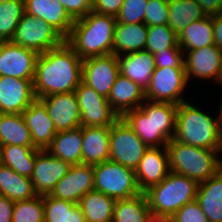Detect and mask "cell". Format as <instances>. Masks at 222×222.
<instances>
[{
	"instance_id": "6da1fadb",
	"label": "cell",
	"mask_w": 222,
	"mask_h": 222,
	"mask_svg": "<svg viewBox=\"0 0 222 222\" xmlns=\"http://www.w3.org/2000/svg\"><path fill=\"white\" fill-rule=\"evenodd\" d=\"M82 61L66 41L41 53L33 80L36 98L75 91L82 82Z\"/></svg>"
},
{
	"instance_id": "7a4b0ae2",
	"label": "cell",
	"mask_w": 222,
	"mask_h": 222,
	"mask_svg": "<svg viewBox=\"0 0 222 222\" xmlns=\"http://www.w3.org/2000/svg\"><path fill=\"white\" fill-rule=\"evenodd\" d=\"M177 108L172 103L145 100L122 118L149 148L166 147L175 136Z\"/></svg>"
},
{
	"instance_id": "3957f363",
	"label": "cell",
	"mask_w": 222,
	"mask_h": 222,
	"mask_svg": "<svg viewBox=\"0 0 222 222\" xmlns=\"http://www.w3.org/2000/svg\"><path fill=\"white\" fill-rule=\"evenodd\" d=\"M116 17L89 12L75 20L65 41L82 59L113 54Z\"/></svg>"
},
{
	"instance_id": "277c9868",
	"label": "cell",
	"mask_w": 222,
	"mask_h": 222,
	"mask_svg": "<svg viewBox=\"0 0 222 222\" xmlns=\"http://www.w3.org/2000/svg\"><path fill=\"white\" fill-rule=\"evenodd\" d=\"M192 102H182L176 113V132L178 142L210 150L220 151L222 123L220 118L203 112Z\"/></svg>"
},
{
	"instance_id": "5b68a950",
	"label": "cell",
	"mask_w": 222,
	"mask_h": 222,
	"mask_svg": "<svg viewBox=\"0 0 222 222\" xmlns=\"http://www.w3.org/2000/svg\"><path fill=\"white\" fill-rule=\"evenodd\" d=\"M170 171L185 175L198 184L222 169L220 151L199 148L171 139L166 145ZM219 153V154H218Z\"/></svg>"
},
{
	"instance_id": "8992f818",
	"label": "cell",
	"mask_w": 222,
	"mask_h": 222,
	"mask_svg": "<svg viewBox=\"0 0 222 222\" xmlns=\"http://www.w3.org/2000/svg\"><path fill=\"white\" fill-rule=\"evenodd\" d=\"M198 183L170 171L165 179L151 186L146 194L150 212L172 217L185 204L196 200Z\"/></svg>"
},
{
	"instance_id": "52a82bcc",
	"label": "cell",
	"mask_w": 222,
	"mask_h": 222,
	"mask_svg": "<svg viewBox=\"0 0 222 222\" xmlns=\"http://www.w3.org/2000/svg\"><path fill=\"white\" fill-rule=\"evenodd\" d=\"M94 190L115 200L126 199L141 194L134 169L112 160L93 165Z\"/></svg>"
},
{
	"instance_id": "ba28073f",
	"label": "cell",
	"mask_w": 222,
	"mask_h": 222,
	"mask_svg": "<svg viewBox=\"0 0 222 222\" xmlns=\"http://www.w3.org/2000/svg\"><path fill=\"white\" fill-rule=\"evenodd\" d=\"M11 41L41 54L61 45L65 38L50 24L24 12Z\"/></svg>"
},
{
	"instance_id": "9c48e42d",
	"label": "cell",
	"mask_w": 222,
	"mask_h": 222,
	"mask_svg": "<svg viewBox=\"0 0 222 222\" xmlns=\"http://www.w3.org/2000/svg\"><path fill=\"white\" fill-rule=\"evenodd\" d=\"M148 148L122 117L111 126L109 160L135 170Z\"/></svg>"
},
{
	"instance_id": "30bf717a",
	"label": "cell",
	"mask_w": 222,
	"mask_h": 222,
	"mask_svg": "<svg viewBox=\"0 0 222 222\" xmlns=\"http://www.w3.org/2000/svg\"><path fill=\"white\" fill-rule=\"evenodd\" d=\"M188 84L185 68H157L145 91L146 100L179 105L187 101L182 94Z\"/></svg>"
},
{
	"instance_id": "8fae6325",
	"label": "cell",
	"mask_w": 222,
	"mask_h": 222,
	"mask_svg": "<svg viewBox=\"0 0 222 222\" xmlns=\"http://www.w3.org/2000/svg\"><path fill=\"white\" fill-rule=\"evenodd\" d=\"M82 127H111L120 117L109 101L92 87L81 82L75 89Z\"/></svg>"
},
{
	"instance_id": "7c38bea8",
	"label": "cell",
	"mask_w": 222,
	"mask_h": 222,
	"mask_svg": "<svg viewBox=\"0 0 222 222\" xmlns=\"http://www.w3.org/2000/svg\"><path fill=\"white\" fill-rule=\"evenodd\" d=\"M119 74L118 56L115 54L90 57L82 61V82L106 98Z\"/></svg>"
},
{
	"instance_id": "4fadbf2b",
	"label": "cell",
	"mask_w": 222,
	"mask_h": 222,
	"mask_svg": "<svg viewBox=\"0 0 222 222\" xmlns=\"http://www.w3.org/2000/svg\"><path fill=\"white\" fill-rule=\"evenodd\" d=\"M39 55L35 50L6 41L0 48V76L34 80Z\"/></svg>"
},
{
	"instance_id": "5bb4252c",
	"label": "cell",
	"mask_w": 222,
	"mask_h": 222,
	"mask_svg": "<svg viewBox=\"0 0 222 222\" xmlns=\"http://www.w3.org/2000/svg\"><path fill=\"white\" fill-rule=\"evenodd\" d=\"M39 99L44 103L57 132L81 127V114L75 91L51 94Z\"/></svg>"
},
{
	"instance_id": "9a60e30c",
	"label": "cell",
	"mask_w": 222,
	"mask_h": 222,
	"mask_svg": "<svg viewBox=\"0 0 222 222\" xmlns=\"http://www.w3.org/2000/svg\"><path fill=\"white\" fill-rule=\"evenodd\" d=\"M91 190H94L93 165L77 164L70 167L50 195L78 204L80 199Z\"/></svg>"
},
{
	"instance_id": "2e32d148",
	"label": "cell",
	"mask_w": 222,
	"mask_h": 222,
	"mask_svg": "<svg viewBox=\"0 0 222 222\" xmlns=\"http://www.w3.org/2000/svg\"><path fill=\"white\" fill-rule=\"evenodd\" d=\"M187 53V54H186ZM184 68L188 83L195 80L217 79L222 62V49L215 44L184 52Z\"/></svg>"
},
{
	"instance_id": "e0dca14e",
	"label": "cell",
	"mask_w": 222,
	"mask_h": 222,
	"mask_svg": "<svg viewBox=\"0 0 222 222\" xmlns=\"http://www.w3.org/2000/svg\"><path fill=\"white\" fill-rule=\"evenodd\" d=\"M71 166L68 162L51 155L46 149L40 150L36 154L34 170L30 177L35 192L38 195L50 194Z\"/></svg>"
},
{
	"instance_id": "ac0fdd59",
	"label": "cell",
	"mask_w": 222,
	"mask_h": 222,
	"mask_svg": "<svg viewBox=\"0 0 222 222\" xmlns=\"http://www.w3.org/2000/svg\"><path fill=\"white\" fill-rule=\"evenodd\" d=\"M35 98L33 80L0 76V113L22 114Z\"/></svg>"
},
{
	"instance_id": "d6986e66",
	"label": "cell",
	"mask_w": 222,
	"mask_h": 222,
	"mask_svg": "<svg viewBox=\"0 0 222 222\" xmlns=\"http://www.w3.org/2000/svg\"><path fill=\"white\" fill-rule=\"evenodd\" d=\"M134 171L143 193L151 186L161 183L170 173L166 147L148 148Z\"/></svg>"
},
{
	"instance_id": "ffe728a7",
	"label": "cell",
	"mask_w": 222,
	"mask_h": 222,
	"mask_svg": "<svg viewBox=\"0 0 222 222\" xmlns=\"http://www.w3.org/2000/svg\"><path fill=\"white\" fill-rule=\"evenodd\" d=\"M22 115L30 130L33 145L45 150L58 132L44 103L39 98H35Z\"/></svg>"
},
{
	"instance_id": "44dd1931",
	"label": "cell",
	"mask_w": 222,
	"mask_h": 222,
	"mask_svg": "<svg viewBox=\"0 0 222 222\" xmlns=\"http://www.w3.org/2000/svg\"><path fill=\"white\" fill-rule=\"evenodd\" d=\"M25 13L50 24L65 39L70 35L75 20L57 0H24Z\"/></svg>"
},
{
	"instance_id": "7402d4cb",
	"label": "cell",
	"mask_w": 222,
	"mask_h": 222,
	"mask_svg": "<svg viewBox=\"0 0 222 222\" xmlns=\"http://www.w3.org/2000/svg\"><path fill=\"white\" fill-rule=\"evenodd\" d=\"M120 74L137 83L143 90L150 85L155 71L154 54L149 51H137L118 56Z\"/></svg>"
},
{
	"instance_id": "603a6c76",
	"label": "cell",
	"mask_w": 222,
	"mask_h": 222,
	"mask_svg": "<svg viewBox=\"0 0 222 222\" xmlns=\"http://www.w3.org/2000/svg\"><path fill=\"white\" fill-rule=\"evenodd\" d=\"M107 99L112 109L122 117L127 111L139 108L146 97L145 90L137 83L119 74Z\"/></svg>"
},
{
	"instance_id": "cb8c5ba5",
	"label": "cell",
	"mask_w": 222,
	"mask_h": 222,
	"mask_svg": "<svg viewBox=\"0 0 222 222\" xmlns=\"http://www.w3.org/2000/svg\"><path fill=\"white\" fill-rule=\"evenodd\" d=\"M111 127H82V164L96 165L109 160Z\"/></svg>"
},
{
	"instance_id": "d4e9b609",
	"label": "cell",
	"mask_w": 222,
	"mask_h": 222,
	"mask_svg": "<svg viewBox=\"0 0 222 222\" xmlns=\"http://www.w3.org/2000/svg\"><path fill=\"white\" fill-rule=\"evenodd\" d=\"M147 36L148 26L145 23L128 24L116 22L114 28L113 54L121 56L145 50Z\"/></svg>"
},
{
	"instance_id": "484cf974",
	"label": "cell",
	"mask_w": 222,
	"mask_h": 222,
	"mask_svg": "<svg viewBox=\"0 0 222 222\" xmlns=\"http://www.w3.org/2000/svg\"><path fill=\"white\" fill-rule=\"evenodd\" d=\"M196 200L209 222H222V169L198 184Z\"/></svg>"
},
{
	"instance_id": "4316f807",
	"label": "cell",
	"mask_w": 222,
	"mask_h": 222,
	"mask_svg": "<svg viewBox=\"0 0 222 222\" xmlns=\"http://www.w3.org/2000/svg\"><path fill=\"white\" fill-rule=\"evenodd\" d=\"M46 150L70 165L82 164V126L59 131Z\"/></svg>"
},
{
	"instance_id": "83f0119b",
	"label": "cell",
	"mask_w": 222,
	"mask_h": 222,
	"mask_svg": "<svg viewBox=\"0 0 222 222\" xmlns=\"http://www.w3.org/2000/svg\"><path fill=\"white\" fill-rule=\"evenodd\" d=\"M116 201L97 190H91L78 202L86 222H112Z\"/></svg>"
},
{
	"instance_id": "f1b7e54d",
	"label": "cell",
	"mask_w": 222,
	"mask_h": 222,
	"mask_svg": "<svg viewBox=\"0 0 222 222\" xmlns=\"http://www.w3.org/2000/svg\"><path fill=\"white\" fill-rule=\"evenodd\" d=\"M0 195L17 202L31 199L38 194L29 177L19 175L11 168L0 164Z\"/></svg>"
},
{
	"instance_id": "f546056e",
	"label": "cell",
	"mask_w": 222,
	"mask_h": 222,
	"mask_svg": "<svg viewBox=\"0 0 222 222\" xmlns=\"http://www.w3.org/2000/svg\"><path fill=\"white\" fill-rule=\"evenodd\" d=\"M41 149L19 145L0 146V164L5 165L22 176L31 177L36 154Z\"/></svg>"
},
{
	"instance_id": "4dcf8cb0",
	"label": "cell",
	"mask_w": 222,
	"mask_h": 222,
	"mask_svg": "<svg viewBox=\"0 0 222 222\" xmlns=\"http://www.w3.org/2000/svg\"><path fill=\"white\" fill-rule=\"evenodd\" d=\"M35 147L22 114L0 113V146Z\"/></svg>"
},
{
	"instance_id": "1f68e13d",
	"label": "cell",
	"mask_w": 222,
	"mask_h": 222,
	"mask_svg": "<svg viewBox=\"0 0 222 222\" xmlns=\"http://www.w3.org/2000/svg\"><path fill=\"white\" fill-rule=\"evenodd\" d=\"M178 44L183 52L214 45L212 16L190 23L178 35Z\"/></svg>"
},
{
	"instance_id": "d6a6232c",
	"label": "cell",
	"mask_w": 222,
	"mask_h": 222,
	"mask_svg": "<svg viewBox=\"0 0 222 222\" xmlns=\"http://www.w3.org/2000/svg\"><path fill=\"white\" fill-rule=\"evenodd\" d=\"M168 26L179 35L190 23L207 15L196 0H168Z\"/></svg>"
},
{
	"instance_id": "836d02e7",
	"label": "cell",
	"mask_w": 222,
	"mask_h": 222,
	"mask_svg": "<svg viewBox=\"0 0 222 222\" xmlns=\"http://www.w3.org/2000/svg\"><path fill=\"white\" fill-rule=\"evenodd\" d=\"M44 222H86L78 204L43 195Z\"/></svg>"
},
{
	"instance_id": "e575fe53",
	"label": "cell",
	"mask_w": 222,
	"mask_h": 222,
	"mask_svg": "<svg viewBox=\"0 0 222 222\" xmlns=\"http://www.w3.org/2000/svg\"><path fill=\"white\" fill-rule=\"evenodd\" d=\"M150 209L145 193L116 201L112 222H145Z\"/></svg>"
},
{
	"instance_id": "d590c367",
	"label": "cell",
	"mask_w": 222,
	"mask_h": 222,
	"mask_svg": "<svg viewBox=\"0 0 222 222\" xmlns=\"http://www.w3.org/2000/svg\"><path fill=\"white\" fill-rule=\"evenodd\" d=\"M24 12V0H6L0 3V35L6 41L14 37Z\"/></svg>"
},
{
	"instance_id": "8d00e7d4",
	"label": "cell",
	"mask_w": 222,
	"mask_h": 222,
	"mask_svg": "<svg viewBox=\"0 0 222 222\" xmlns=\"http://www.w3.org/2000/svg\"><path fill=\"white\" fill-rule=\"evenodd\" d=\"M168 48H181L178 35L168 25L148 26L145 50L155 54Z\"/></svg>"
},
{
	"instance_id": "74e56055",
	"label": "cell",
	"mask_w": 222,
	"mask_h": 222,
	"mask_svg": "<svg viewBox=\"0 0 222 222\" xmlns=\"http://www.w3.org/2000/svg\"><path fill=\"white\" fill-rule=\"evenodd\" d=\"M12 222H44L43 195L14 202Z\"/></svg>"
},
{
	"instance_id": "f35d334b",
	"label": "cell",
	"mask_w": 222,
	"mask_h": 222,
	"mask_svg": "<svg viewBox=\"0 0 222 222\" xmlns=\"http://www.w3.org/2000/svg\"><path fill=\"white\" fill-rule=\"evenodd\" d=\"M147 3L148 0H124L116 21L128 24L145 23Z\"/></svg>"
},
{
	"instance_id": "ab89813d",
	"label": "cell",
	"mask_w": 222,
	"mask_h": 222,
	"mask_svg": "<svg viewBox=\"0 0 222 222\" xmlns=\"http://www.w3.org/2000/svg\"><path fill=\"white\" fill-rule=\"evenodd\" d=\"M168 0H148L145 12L147 26L168 25Z\"/></svg>"
},
{
	"instance_id": "60d3db41",
	"label": "cell",
	"mask_w": 222,
	"mask_h": 222,
	"mask_svg": "<svg viewBox=\"0 0 222 222\" xmlns=\"http://www.w3.org/2000/svg\"><path fill=\"white\" fill-rule=\"evenodd\" d=\"M155 69L157 68H184V52L181 48H168L154 54Z\"/></svg>"
},
{
	"instance_id": "b9f144b4",
	"label": "cell",
	"mask_w": 222,
	"mask_h": 222,
	"mask_svg": "<svg viewBox=\"0 0 222 222\" xmlns=\"http://www.w3.org/2000/svg\"><path fill=\"white\" fill-rule=\"evenodd\" d=\"M171 218L172 222H209L197 200L185 204Z\"/></svg>"
},
{
	"instance_id": "7bdbcfd3",
	"label": "cell",
	"mask_w": 222,
	"mask_h": 222,
	"mask_svg": "<svg viewBox=\"0 0 222 222\" xmlns=\"http://www.w3.org/2000/svg\"><path fill=\"white\" fill-rule=\"evenodd\" d=\"M74 19H80L92 11L93 0H57Z\"/></svg>"
},
{
	"instance_id": "ee69618b",
	"label": "cell",
	"mask_w": 222,
	"mask_h": 222,
	"mask_svg": "<svg viewBox=\"0 0 222 222\" xmlns=\"http://www.w3.org/2000/svg\"><path fill=\"white\" fill-rule=\"evenodd\" d=\"M124 0H93L92 11L98 14L116 17Z\"/></svg>"
},
{
	"instance_id": "f6af8a7d",
	"label": "cell",
	"mask_w": 222,
	"mask_h": 222,
	"mask_svg": "<svg viewBox=\"0 0 222 222\" xmlns=\"http://www.w3.org/2000/svg\"><path fill=\"white\" fill-rule=\"evenodd\" d=\"M14 202L0 195V222H12Z\"/></svg>"
},
{
	"instance_id": "bcb514c9",
	"label": "cell",
	"mask_w": 222,
	"mask_h": 222,
	"mask_svg": "<svg viewBox=\"0 0 222 222\" xmlns=\"http://www.w3.org/2000/svg\"><path fill=\"white\" fill-rule=\"evenodd\" d=\"M207 16L222 12V0H196Z\"/></svg>"
},
{
	"instance_id": "7dc6e473",
	"label": "cell",
	"mask_w": 222,
	"mask_h": 222,
	"mask_svg": "<svg viewBox=\"0 0 222 222\" xmlns=\"http://www.w3.org/2000/svg\"><path fill=\"white\" fill-rule=\"evenodd\" d=\"M214 44L222 49V12L212 16Z\"/></svg>"
},
{
	"instance_id": "c3c4849f",
	"label": "cell",
	"mask_w": 222,
	"mask_h": 222,
	"mask_svg": "<svg viewBox=\"0 0 222 222\" xmlns=\"http://www.w3.org/2000/svg\"><path fill=\"white\" fill-rule=\"evenodd\" d=\"M145 222H172V218L169 216L149 212V214L146 216Z\"/></svg>"
},
{
	"instance_id": "681fc988",
	"label": "cell",
	"mask_w": 222,
	"mask_h": 222,
	"mask_svg": "<svg viewBox=\"0 0 222 222\" xmlns=\"http://www.w3.org/2000/svg\"><path fill=\"white\" fill-rule=\"evenodd\" d=\"M217 82L219 85H222V62H221V67H220V72H219Z\"/></svg>"
},
{
	"instance_id": "f907efd6",
	"label": "cell",
	"mask_w": 222,
	"mask_h": 222,
	"mask_svg": "<svg viewBox=\"0 0 222 222\" xmlns=\"http://www.w3.org/2000/svg\"><path fill=\"white\" fill-rule=\"evenodd\" d=\"M222 100V99H221ZM222 102V101H221ZM219 112H218V117L220 118V121L222 123V103H221V106L219 107Z\"/></svg>"
},
{
	"instance_id": "816d5d0a",
	"label": "cell",
	"mask_w": 222,
	"mask_h": 222,
	"mask_svg": "<svg viewBox=\"0 0 222 222\" xmlns=\"http://www.w3.org/2000/svg\"><path fill=\"white\" fill-rule=\"evenodd\" d=\"M5 42L6 40L0 35V48L3 46Z\"/></svg>"
},
{
	"instance_id": "f5cc1de1",
	"label": "cell",
	"mask_w": 222,
	"mask_h": 222,
	"mask_svg": "<svg viewBox=\"0 0 222 222\" xmlns=\"http://www.w3.org/2000/svg\"><path fill=\"white\" fill-rule=\"evenodd\" d=\"M222 152V135H221V146H220V153ZM222 164V161H221Z\"/></svg>"
}]
</instances>
